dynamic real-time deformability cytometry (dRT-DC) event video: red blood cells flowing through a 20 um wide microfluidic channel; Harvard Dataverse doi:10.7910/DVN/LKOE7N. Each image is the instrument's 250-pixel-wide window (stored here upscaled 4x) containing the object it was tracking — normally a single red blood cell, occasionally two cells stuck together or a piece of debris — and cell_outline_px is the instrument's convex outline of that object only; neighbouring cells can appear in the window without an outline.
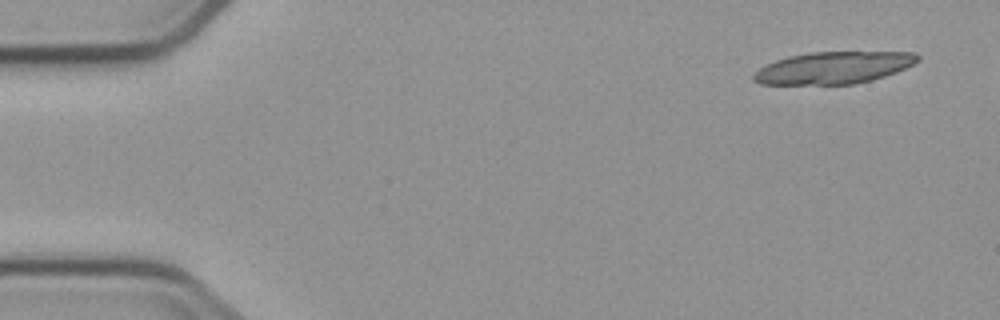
{"species": "common noctule bat (a hibernating species)", "species_latin": "Nyctalus noctula", "temperature_condition": "cold", "stored_images_in_passage": 6, "segment_of_instrument_passage": [2, 2], "camera_frame_rate_fps": 3000, "um_per_image_px": 0.085, "animal": {"sex": "male", "body_mass_g": 23.1, "forearm_length_mm": 52.7}, "frame": {"image": 1, "passage_image": 6, "time_ms": 5.667, "image_size_px": [1000, 320], "cell_outline_px": [[920, 60], [896, 72], [872, 80], [856, 84], [760, 84], [752, 80], [752, 76], [760, 68], [776, 60], [788, 56], [808, 52], [916, 52], [920, 56]], "centroid_in_image_um": [70.86, 5.75], "position_along_channel_um": 14.1, "area_um2": 30.58}}